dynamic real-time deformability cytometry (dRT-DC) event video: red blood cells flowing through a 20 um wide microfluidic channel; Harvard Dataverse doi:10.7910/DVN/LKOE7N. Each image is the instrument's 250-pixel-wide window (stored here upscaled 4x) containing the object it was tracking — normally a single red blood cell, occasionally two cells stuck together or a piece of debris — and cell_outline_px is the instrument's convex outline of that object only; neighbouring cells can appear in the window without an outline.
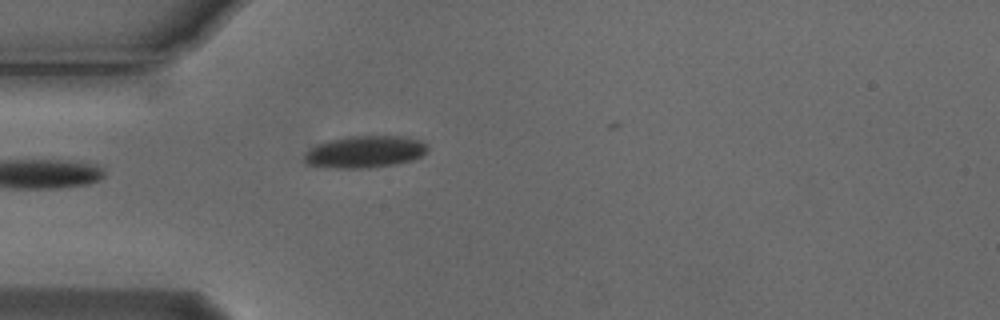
{"species": "Egyptian fruit bat (a non-hibernating species)", "species_latin": "Rousettus aegyptiacus", "temperature_condition": "cold", "stored_images_in_passage": 5, "camera_frame_rate_fps": 3000, "um_per_image_px": 0.085, "animal": {"sex": "male"}, "frame": {"image": 1, "passage_image": 1, "time_ms": 0.0, "image_size_px": [1000, 320], "cell_outline_px": [[428, 148], [420, 156], [412, 160], [392, 164], [368, 168], [332, 168], [308, 164], [304, 160], [304, 156], [316, 144], [328, 140], [348, 136], [404, 136], [420, 140]], "centroid_in_image_um": [31.0, 12.89], "position_along_channel_um": 54.0, "area_um2": 22.72}}